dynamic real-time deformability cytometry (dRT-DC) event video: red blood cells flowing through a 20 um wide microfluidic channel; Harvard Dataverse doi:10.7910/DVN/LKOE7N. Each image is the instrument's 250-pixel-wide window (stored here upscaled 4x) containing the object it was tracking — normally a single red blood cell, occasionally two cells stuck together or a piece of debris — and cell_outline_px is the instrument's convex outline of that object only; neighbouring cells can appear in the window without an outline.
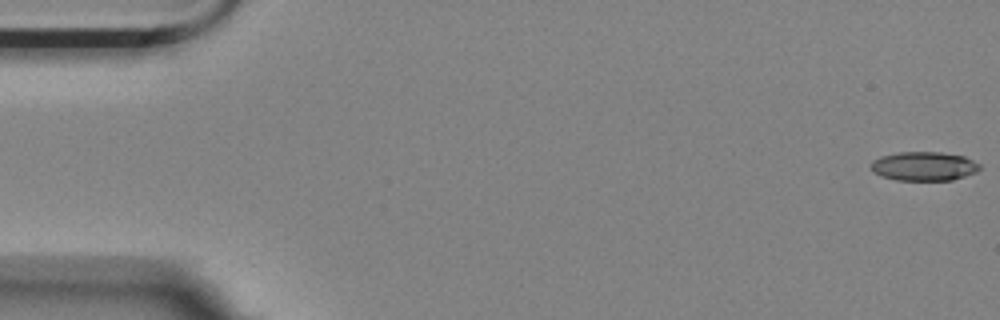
{"species": "Egyptian fruit bat (a non-hibernating species)", "species_latin": "Rousettus aegyptiacus", "temperature_condition": "room temperature", "stored_images_in_passage": 6, "segment_of_instrument_passage": [2, 2], "camera_frame_rate_fps": 3000, "um_per_image_px": 0.085, "animal": {"sex": "female"}, "frame": {"image": 1, "passage_image": 6, "time_ms": 1.667, "image_size_px": [1000, 320], "cell_outline_px": [[980, 168], [976, 172], [952, 180], [896, 180], [880, 176], [872, 172], [868, 164], [872, 160], [880, 156], [896, 152], [940, 152], [964, 156], [980, 164]], "centroid_in_image_um": [78.46, 14.12], "position_along_channel_um": 6.5, "area_um2": 18.61}}